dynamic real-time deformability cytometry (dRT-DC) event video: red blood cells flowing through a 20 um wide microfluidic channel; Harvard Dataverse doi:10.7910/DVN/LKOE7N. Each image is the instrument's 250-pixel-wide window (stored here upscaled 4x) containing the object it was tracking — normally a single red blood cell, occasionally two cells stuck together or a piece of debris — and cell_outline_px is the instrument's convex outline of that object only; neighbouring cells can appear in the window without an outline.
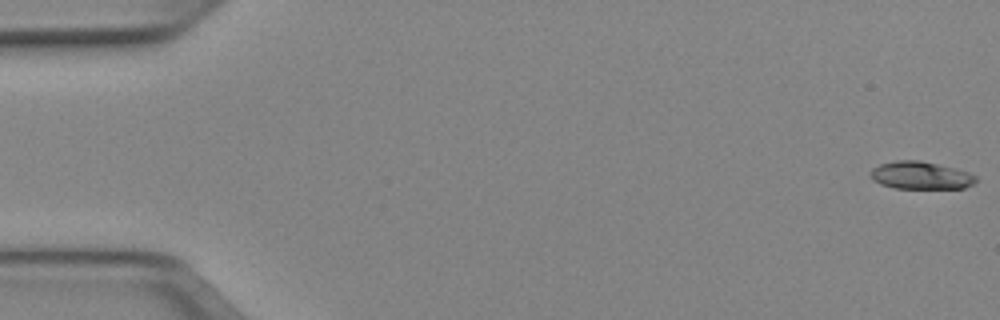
{"species": "Egyptian fruit bat (a non-hibernating species)", "species_latin": "Rousettus aegyptiacus", "temperature_condition": "cold", "stored_images_in_passage": 10, "camera_frame_rate_fps": 3000, "um_per_image_px": 0.085, "animal": {"sex": "female"}, "frame": {"image": 1, "passage_image": 1, "time_ms": 0.0, "image_size_px": [1000, 320], "cell_outline_px": [[976, 180], [972, 184], [964, 188], [892, 188], [880, 184], [872, 180], [868, 172], [872, 168], [880, 164], [896, 160], [920, 160], [968, 172], [976, 176]], "centroid_in_image_um": [78.18, 14.91], "position_along_channel_um": 6.8, "area_um2": 16.94}}